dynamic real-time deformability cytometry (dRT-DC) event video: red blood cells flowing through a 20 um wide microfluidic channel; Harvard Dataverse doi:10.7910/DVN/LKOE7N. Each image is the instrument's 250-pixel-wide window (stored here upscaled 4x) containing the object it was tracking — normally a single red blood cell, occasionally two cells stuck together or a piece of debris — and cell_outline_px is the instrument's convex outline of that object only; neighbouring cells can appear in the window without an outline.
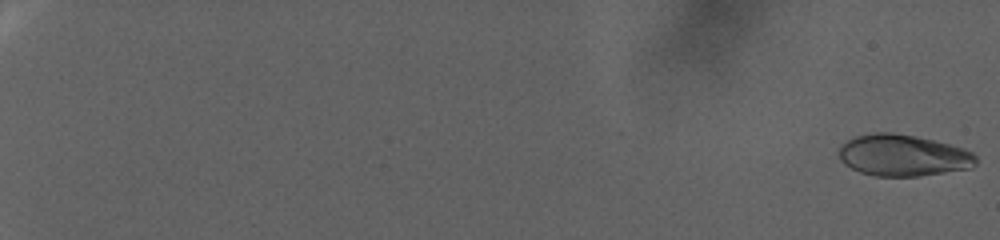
{"species": "human", "species_latin": "Homo sapiens", "temperature_condition": "warm", "stored_images_in_passage": 101, "camera_frame_rate_fps": 3000, "um_per_image_px": 0.085, "donor": {"sex": "female"}, "frame": {"image": 1, "passage_image": 1, "time_ms": 0.0, "image_size_px": [1000, 240], "cell_outline_px": [[976, 164], [972, 168], [920, 176], [876, 176], [860, 172], [844, 164], [840, 160], [840, 144], [856, 136], [876, 132], [892, 132], [916, 136], [964, 148], [972, 152], [976, 156]], "centroid_in_image_um": [76.76, 13.21], "position_along_channel_um": 8.2, "area_um2": 33.18}}
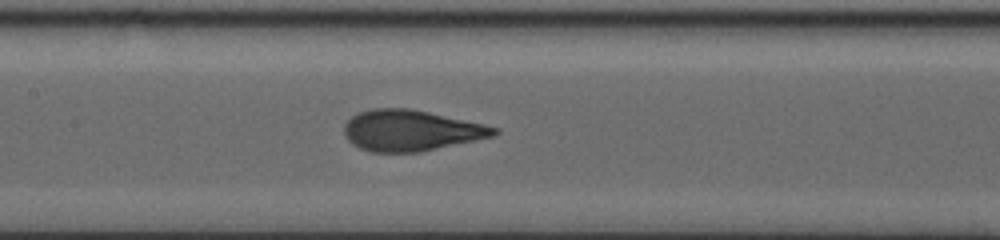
{"frame": {"image": 2, "passage_image": 58, "time_ms": 19.0, "image_size_px": [1000, 240], "cell_outline_px": [[500, 132], [496, 136], [420, 152], [372, 152], [360, 148], [352, 144], [344, 136], [344, 124], [356, 112], [372, 108], [412, 108], [484, 124], [500, 128]], "centroid_in_image_um": [34.94, 11.08], "position_along_channel_um": 172.5, "area_um2": 36.13}}
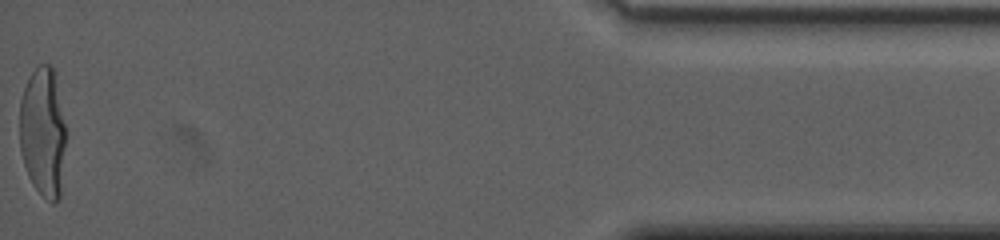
{"frame": {"image": 3, "passage_image": 101, "time_ms": 33.333, "image_size_px": [1000, 240], "cell_outline_px": [[64, 148], [60, 196], [52, 204], [32, 184], [28, 176], [24, 164], [20, 148], [20, 100], [24, 88], [32, 72], [40, 64], [48, 64], [56, 72], [64, 124]], "centroid_in_image_um": [3.64, 11.2], "position_along_channel_um": 431.6, "area_um2": 34.62}, "authors_computed_cell_mechanics": {"area_um2": 34.9112, "velocity_mm_per_s": 2.2625, "shape_relaxation_time_tau1_ms": 9.7629, "shape_relaxation_time_tau2_ms": null, "deformation_change_tau1": 0.2889, "deformation_change_tau2": null}}